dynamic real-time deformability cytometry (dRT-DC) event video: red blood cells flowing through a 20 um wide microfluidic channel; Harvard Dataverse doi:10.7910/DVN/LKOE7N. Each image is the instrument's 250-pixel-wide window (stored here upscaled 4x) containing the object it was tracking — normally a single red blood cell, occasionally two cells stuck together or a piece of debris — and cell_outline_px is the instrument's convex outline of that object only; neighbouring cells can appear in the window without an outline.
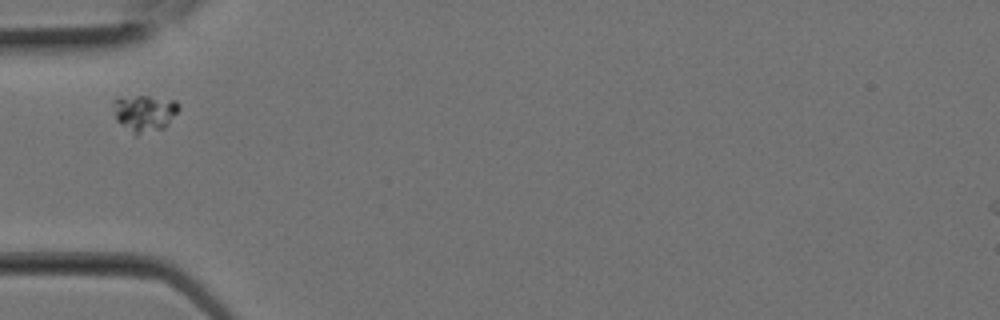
{"species": "Egyptian fruit bat (a non-hibernating species)", "species_latin": "Rousettus aegyptiacus", "temperature_condition": "room temperature", "stored_images_in_passage": 1, "camera_frame_rate_fps": 3000, "um_per_image_px": 0.085, "animal": {"sex": "female"}, "frame": {"image": 1, "passage_image": 1, "time_ms": 0.0, "image_size_px": [1000, 320], "cell_outline_px": [[180, 108], [168, 124], [164, 128], [136, 136], [116, 120], [112, 100], [120, 96], [148, 96], [176, 100], [180, 104]], "centroid_in_image_um": [12.28, 9.6], "position_along_channel_um": 72.7, "area_um2": 14.22}}